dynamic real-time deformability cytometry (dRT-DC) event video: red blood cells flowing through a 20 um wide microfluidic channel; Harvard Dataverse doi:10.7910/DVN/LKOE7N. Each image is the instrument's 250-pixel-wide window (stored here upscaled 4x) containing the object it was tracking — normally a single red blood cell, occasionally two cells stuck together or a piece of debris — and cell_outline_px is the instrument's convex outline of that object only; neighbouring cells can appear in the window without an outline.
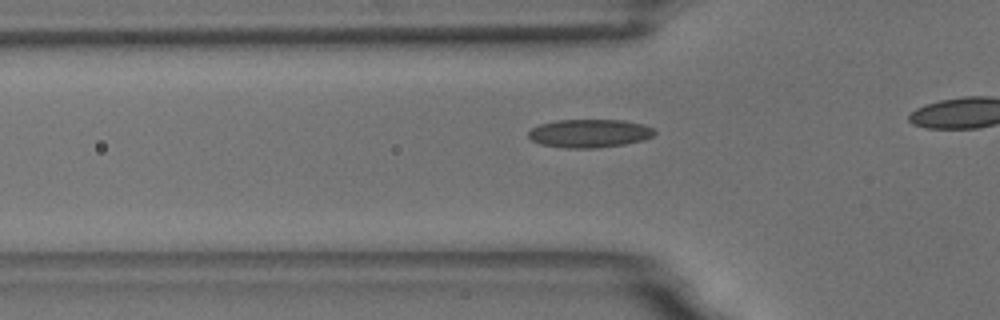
{"species": "common noctule bat (a hibernating species)", "species_latin": "Nyctalus noctula", "temperature_condition": "room temperature", "stored_images_in_passage": 25, "camera_frame_rate_fps": 3000, "um_per_image_px": 0.085, "animal": {"sex": "male", "body_mass_g": 18.8}, "frame": {"image": 1, "passage_image": 15, "time_ms": 4.667, "image_size_px": [1000, 320], "cell_outline_px": [[656, 132], [652, 136], [644, 140], [624, 144], [596, 148], [568, 148], [540, 144], [532, 140], [528, 136], [528, 132], [532, 128], [540, 124], [556, 120], [624, 120], [644, 124], [652, 128]], "centroid_in_image_um": [50.11, 11.33], "position_along_channel_um": 75.7, "area_um2": 20.81}}